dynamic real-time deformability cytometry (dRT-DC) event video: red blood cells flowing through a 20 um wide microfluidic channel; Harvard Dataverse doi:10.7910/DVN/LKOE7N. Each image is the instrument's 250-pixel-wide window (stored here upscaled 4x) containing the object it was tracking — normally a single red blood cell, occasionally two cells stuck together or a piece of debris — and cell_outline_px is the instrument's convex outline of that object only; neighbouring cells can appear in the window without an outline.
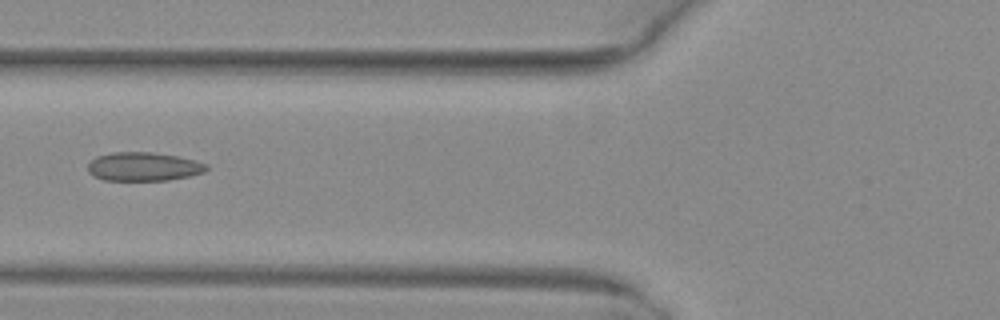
{"species": "common noctule bat (a hibernating species)", "species_latin": "Nyctalus noctula", "temperature_condition": "warm", "stored_images_in_passage": 3, "camera_frame_rate_fps": 3000, "um_per_image_px": 0.085, "animal": {"sex": "female", "body_mass_g": 29.2, "forearm_length_mm": 56.3}, "frame": {"image": 1, "passage_image": 3, "time_ms": 0.667, "image_size_px": [1000, 320], "cell_outline_px": [[208, 168], [204, 172], [192, 176], [168, 180], [104, 180], [92, 176], [88, 172], [88, 164], [96, 156], [112, 152], [152, 152], [176, 156], [208, 164]], "centroid_in_image_um": [12.18, 14.17], "position_along_channel_um": 113.6, "area_um2": 19.88}}